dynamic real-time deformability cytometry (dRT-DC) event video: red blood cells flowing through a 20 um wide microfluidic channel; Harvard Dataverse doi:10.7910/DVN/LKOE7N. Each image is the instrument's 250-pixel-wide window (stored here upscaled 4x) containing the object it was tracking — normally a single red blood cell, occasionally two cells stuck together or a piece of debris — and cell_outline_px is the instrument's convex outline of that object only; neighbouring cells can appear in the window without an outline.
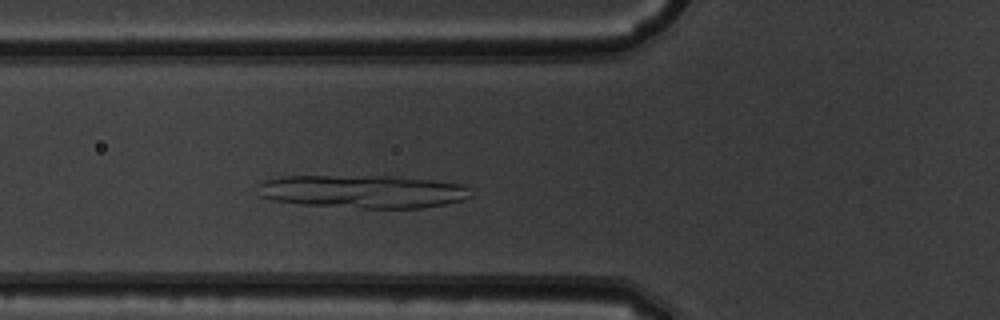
{"species": "common noctule bat (a hibernating species)", "species_latin": "Nyctalus noctula", "temperature_condition": "warm", "stored_images_in_passage": 44, "camera_frame_rate_fps": 3000, "um_per_image_px": 0.085, "animal": {"sex": "male", "body_mass_g": 19.5, "forearm_length_mm": 54.6}, "frame": {"image": 1, "passage_image": 11, "time_ms": 3.333, "image_size_px": [1000, 320], "cell_outline_px": [[472, 196], [464, 200], [444, 204], [420, 208], [364, 208], [304, 204], [272, 200], [260, 196], [260, 184], [264, 180], [284, 176], [392, 176], [432, 180], [468, 184], [472, 188]], "centroid_in_image_um": [30.95, 16.27], "position_along_channel_um": 94.8, "area_um2": 41.21}}
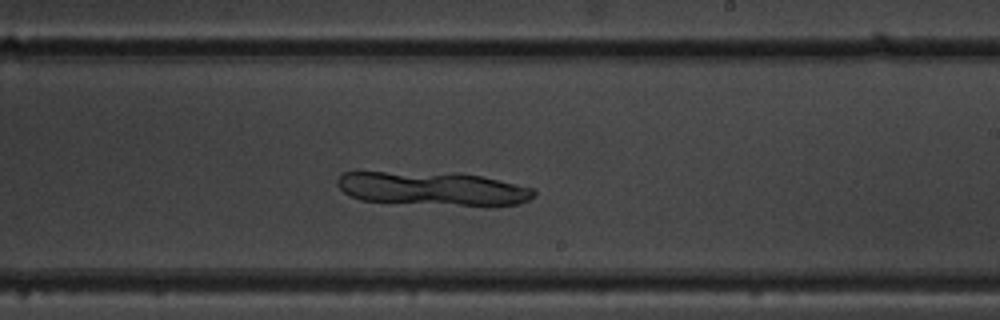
{"frame": {"image": 2, "passage_image": 23, "time_ms": 7.333, "image_size_px": [1000, 320], "cell_outline_px": [[536, 196], [528, 200], [516, 204], [488, 208], [360, 200], [344, 192], [336, 184], [336, 180], [344, 172], [456, 172], [480, 176], [536, 188]], "centroid_in_image_um": [36.89, 16.05], "position_along_channel_um": 252.1, "area_um2": 39.65}}
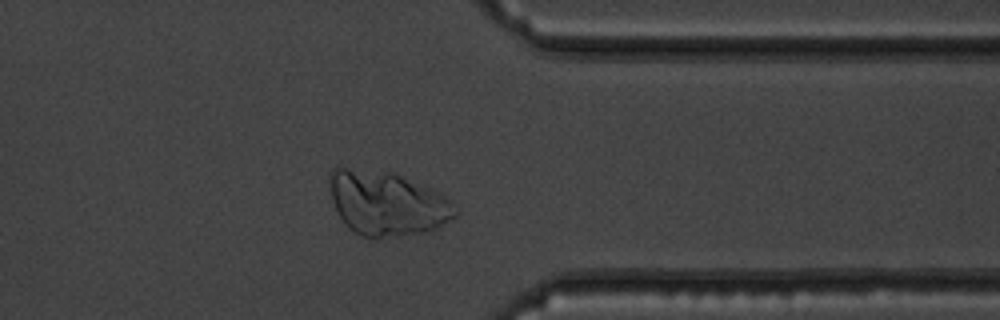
{"frame": {"image": 3, "passage_image": 33, "time_ms": 10.667, "image_size_px": [1000, 320], "cell_outline_px": [[460, 212], [456, 216], [444, 224], [436, 228], [420, 232], [380, 236], [360, 236], [348, 228], [344, 224], [332, 200], [328, 180], [328, 172], [332, 168], [344, 168], [392, 172], [440, 192]], "centroid_in_image_um": [32.86, 17.26], "position_along_channel_um": 378.5, "area_um2": 46.41}}